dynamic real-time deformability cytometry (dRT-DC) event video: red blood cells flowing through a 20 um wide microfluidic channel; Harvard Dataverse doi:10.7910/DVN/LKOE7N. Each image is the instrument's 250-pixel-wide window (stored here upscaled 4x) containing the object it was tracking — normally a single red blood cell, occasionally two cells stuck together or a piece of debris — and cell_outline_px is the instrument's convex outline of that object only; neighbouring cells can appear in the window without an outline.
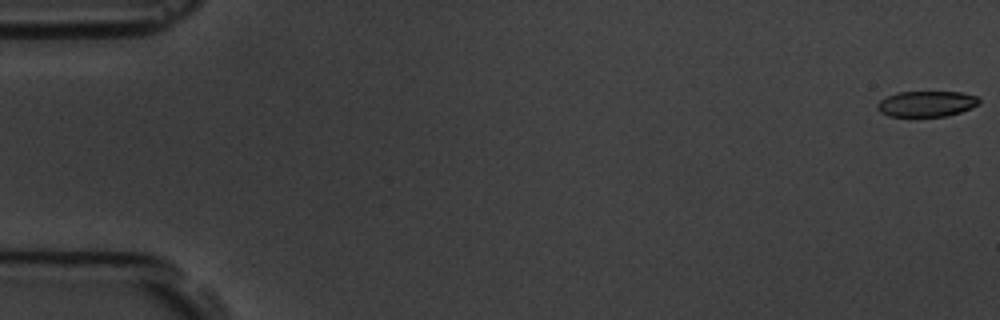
{"species": "common noctule bat (a hibernating species)", "species_latin": "Nyctalus noctula", "temperature_condition": "room temperature", "stored_images_in_passage": 6, "camera_frame_rate_fps": 3000, "um_per_image_px": 0.085, "animal": {"sex": "male", "body_mass_g": 19.5, "forearm_length_mm": 54.6}, "frame": {"image": 1, "passage_image": 1, "time_ms": 0.0, "image_size_px": [1000, 320], "cell_outline_px": [[980, 104], [960, 112], [944, 116], [916, 120], [888, 116], [880, 112], [876, 108], [876, 104], [880, 100], [896, 92], [960, 92], [976, 96], [980, 100]], "centroid_in_image_um": [78.68, 8.88], "position_along_channel_um": 6.3, "area_um2": 16.01}}
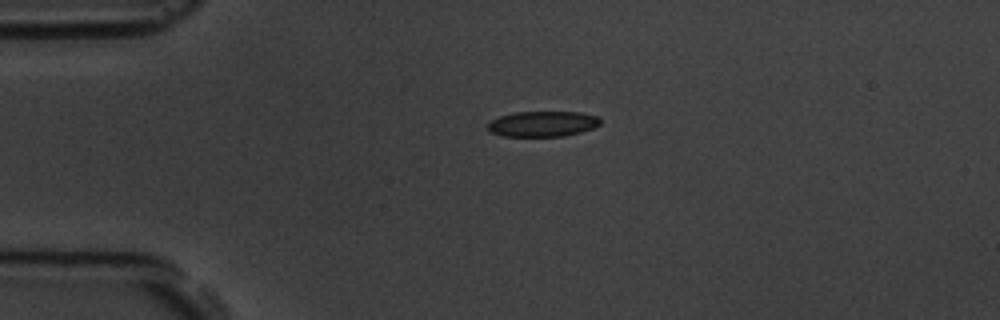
{"frame": {"image": 2, "passage_image": 5, "time_ms": 4.333, "image_size_px": [1000, 320], "cell_outline_px": [[600, 124], [592, 128], [580, 132], [564, 136], [504, 136], [492, 132], [488, 128], [488, 124], [492, 120], [500, 116], [516, 112], [580, 112], [600, 116]], "centroid_in_image_um": [46.16, 10.52], "position_along_channel_um": 38.8, "area_um2": 16.59}}